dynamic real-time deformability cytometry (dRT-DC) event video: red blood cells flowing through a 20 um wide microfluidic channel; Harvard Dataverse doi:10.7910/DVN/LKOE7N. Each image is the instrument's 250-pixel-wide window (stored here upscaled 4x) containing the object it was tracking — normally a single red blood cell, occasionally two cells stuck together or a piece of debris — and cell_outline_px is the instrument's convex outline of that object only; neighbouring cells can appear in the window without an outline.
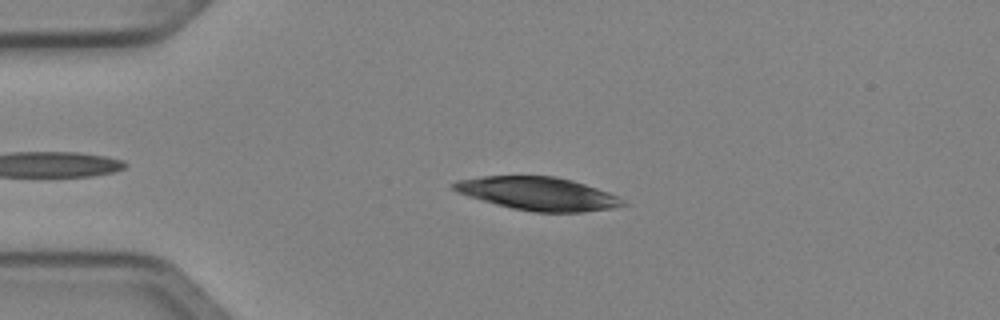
{"species": "Egyptian fruit bat (a non-hibernating species)", "species_latin": "Rousettus aegyptiacus", "temperature_condition": "cold", "stored_images_in_passage": 43, "camera_frame_rate_fps": 3000, "um_per_image_px": 0.085, "animal": {"sex": "female"}, "frame": {"image": 1, "passage_image": 9, "time_ms": 2.667, "image_size_px": [1000, 320], "cell_outline_px": [[628, 204], [612, 208], [584, 212], [536, 212], [512, 208], [496, 204], [468, 196], [456, 192], [452, 188], [452, 184], [456, 180], [480, 176], [556, 176], [572, 180], [608, 192], [624, 200]], "centroid_in_image_um": [45.71, 16.45], "position_along_channel_um": 39.3, "area_um2": 32.6}}
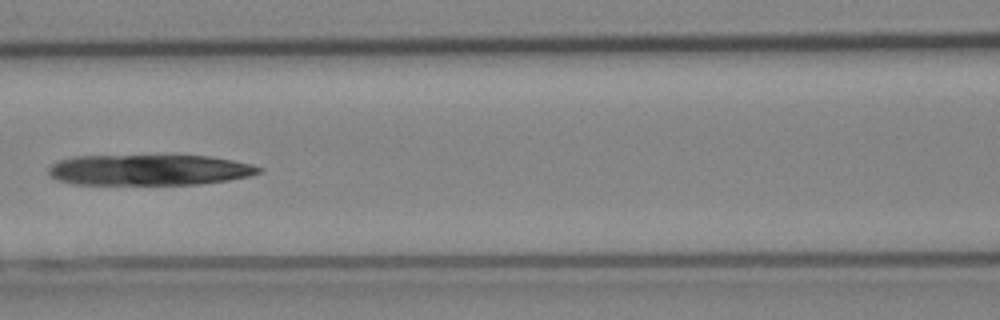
{"frame": {"image": 2, "passage_image": 20, "time_ms": 6.333, "image_size_px": [1000, 320], "cell_outline_px": [[264, 168], [260, 172], [248, 176], [228, 180], [200, 184], [72, 184], [56, 180], [48, 176], [48, 168], [56, 160], [72, 156], [208, 156], [232, 160], [252, 164]], "centroid_in_image_um": [12.62, 14.44], "position_along_channel_um": 154.0, "area_um2": 37.8}}
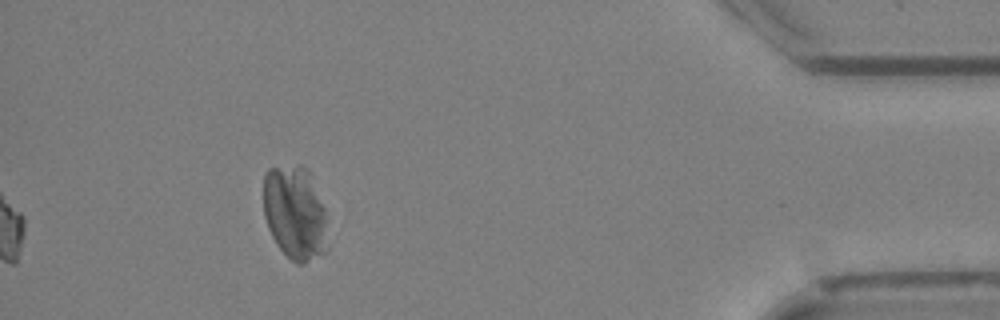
{"frame": {"image": 3, "passage_image": 43, "time_ms": 14.0, "image_size_px": [1000, 320], "cell_outline_px": [[328, 252], [304, 264], [296, 264], [276, 244], [268, 228], [264, 216], [264, 176], [268, 168], [300, 164], [308, 168], [324, 208], [328, 248]], "centroid_in_image_um": [25.08, 18.11], "position_along_channel_um": 410.1, "area_um2": 35.49}}